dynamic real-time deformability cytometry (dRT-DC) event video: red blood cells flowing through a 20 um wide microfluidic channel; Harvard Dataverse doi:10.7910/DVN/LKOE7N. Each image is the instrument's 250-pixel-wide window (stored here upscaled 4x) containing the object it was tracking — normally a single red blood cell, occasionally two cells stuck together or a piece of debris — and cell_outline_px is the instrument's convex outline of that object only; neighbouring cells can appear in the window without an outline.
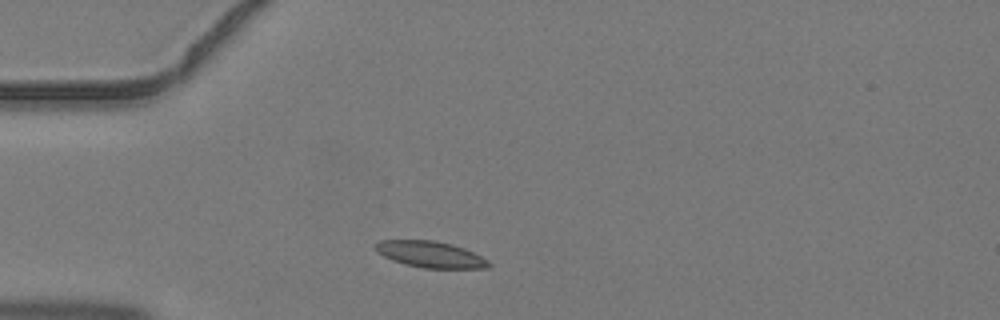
{"species": "common noctule bat (a hibernating species)", "species_latin": "Nyctalus noctula", "temperature_condition": "warm", "stored_images_in_passage": 2, "camera_frame_rate_fps": 3000, "um_per_image_px": 0.085, "animal": {"sex": "male", "body_mass_g": 19.2, "forearm_length_mm": 51.8}, "frame": {"image": 1, "passage_image": 1, "time_ms": 0.0, "image_size_px": [1000, 320], "cell_outline_px": [[492, 264], [488, 268], [424, 268], [404, 264], [392, 260], [376, 252], [372, 248], [380, 240], [436, 240], [452, 244], [464, 248], [488, 260]], "centroid_in_image_um": [36.56, 21.62], "position_along_channel_um": 48.4, "area_um2": 17.46}}